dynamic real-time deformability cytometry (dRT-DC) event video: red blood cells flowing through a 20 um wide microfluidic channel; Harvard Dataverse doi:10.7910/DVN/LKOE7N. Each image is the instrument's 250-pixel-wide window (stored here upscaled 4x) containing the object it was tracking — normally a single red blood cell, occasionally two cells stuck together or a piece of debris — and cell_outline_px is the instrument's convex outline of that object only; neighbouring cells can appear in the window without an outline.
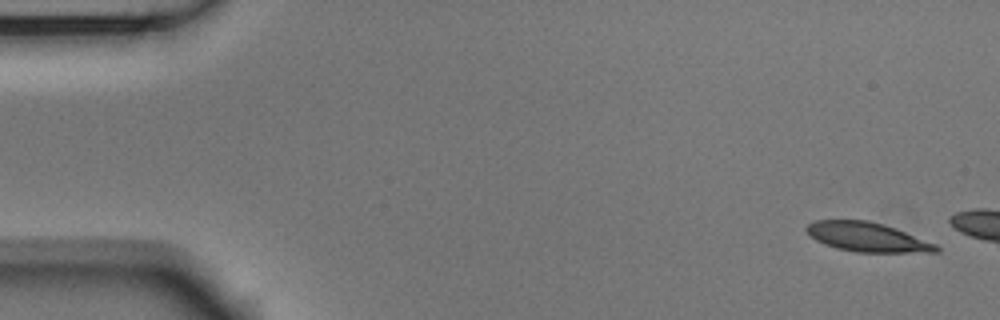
{"species": "Egyptian fruit bat (a non-hibernating species)", "species_latin": "Rousettus aegyptiacus", "temperature_condition": "room temperature", "stored_images_in_passage": 7, "camera_frame_rate_fps": 3000, "um_per_image_px": 0.085, "animal": {"sex": "male"}, "frame": {"image": 1, "passage_image": 1, "time_ms": 0.0, "image_size_px": [1000, 320], "cell_outline_px": [[940, 252], [856, 252], [836, 248], [824, 244], [816, 240], [804, 228], [808, 224], [816, 220], [868, 220], [896, 228], [936, 244], [940, 248]], "centroid_in_image_um": [73.72, 20.15], "position_along_channel_um": 11.3, "area_um2": 22.02}}